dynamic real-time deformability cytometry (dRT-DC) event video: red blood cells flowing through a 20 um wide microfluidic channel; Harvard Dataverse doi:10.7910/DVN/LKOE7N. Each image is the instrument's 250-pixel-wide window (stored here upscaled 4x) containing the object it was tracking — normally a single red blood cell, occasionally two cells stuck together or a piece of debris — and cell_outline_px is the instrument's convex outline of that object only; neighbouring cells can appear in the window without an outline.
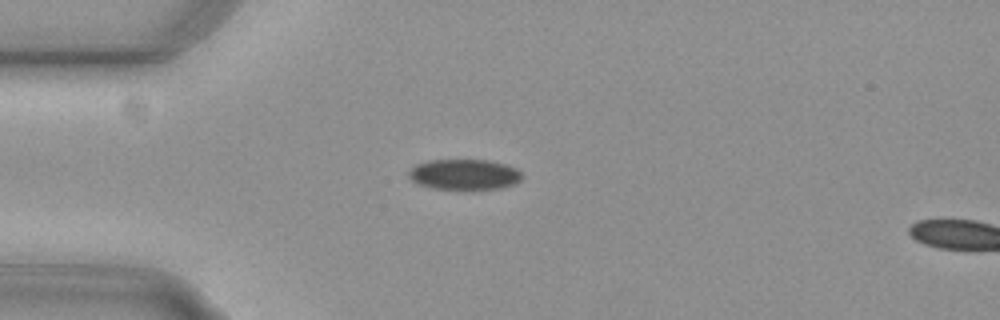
{"species": "common noctule bat (a hibernating species)", "species_latin": "Nyctalus noctula", "temperature_condition": "cold", "stored_images_in_passage": 3, "camera_frame_rate_fps": 3000, "um_per_image_px": 0.085, "animal": {"sex": "female", "body_mass_g": 29.2, "forearm_length_mm": 56.3}, "frame": {"image": 1, "passage_image": 1, "time_ms": 0.0, "image_size_px": [1000, 320], "cell_outline_px": [[524, 176], [520, 180], [512, 184], [500, 188], [432, 188], [416, 184], [408, 176], [408, 172], [416, 164], [428, 160], [488, 160], [504, 164], [516, 168]], "centroid_in_image_um": [39.44, 14.81], "position_along_channel_um": 45.6, "area_um2": 19.88}}